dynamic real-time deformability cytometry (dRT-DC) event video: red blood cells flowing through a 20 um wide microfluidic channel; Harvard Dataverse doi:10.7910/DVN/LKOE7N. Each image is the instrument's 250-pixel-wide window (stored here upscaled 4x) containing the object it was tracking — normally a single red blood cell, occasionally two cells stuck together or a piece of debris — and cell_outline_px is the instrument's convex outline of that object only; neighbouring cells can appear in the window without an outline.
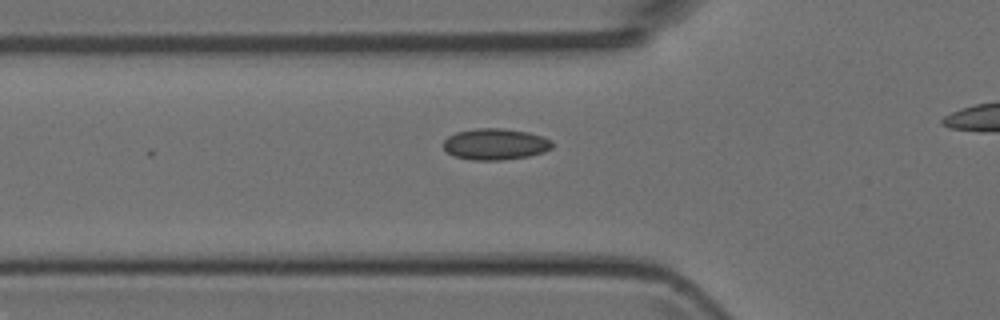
{"species": "Egyptian fruit bat (a non-hibernating species)", "species_latin": "Rousettus aegyptiacus", "temperature_condition": "room temperature", "stored_images_in_passage": 15, "camera_frame_rate_fps": 3000, "um_per_image_px": 0.085, "animal": {"sex": "female"}, "frame": {"image": 1, "passage_image": 3, "time_ms": 0.667, "image_size_px": [1000, 320], "cell_outline_px": [[552, 148], [544, 152], [528, 156], [500, 160], [472, 160], [452, 156], [444, 148], [444, 140], [448, 136], [456, 132], [476, 128], [504, 128], [528, 132], [544, 136], [552, 140]], "centroid_in_image_um": [42.11, 12.25], "position_along_channel_um": 83.7, "area_um2": 20.0}}
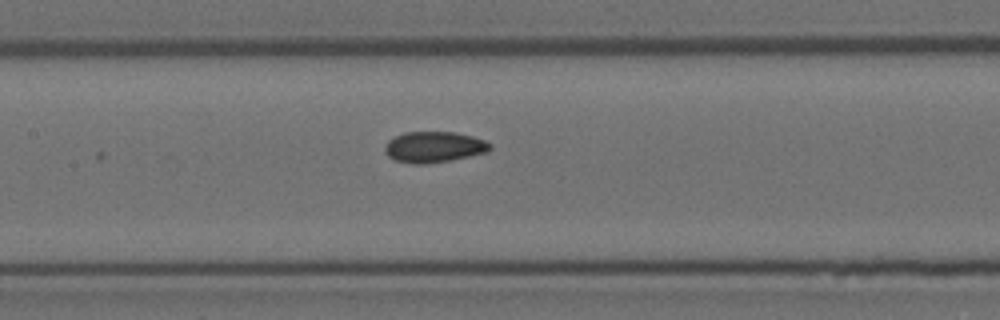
{"frame": {"image": 2, "passage_image": 9, "time_ms": 2.667, "image_size_px": [1000, 320], "cell_outline_px": [[492, 148], [488, 152], [452, 160], [424, 164], [412, 164], [396, 160], [388, 156], [384, 152], [384, 148], [388, 140], [404, 132], [452, 132], [472, 136], [484, 140], [492, 144]], "centroid_in_image_um": [36.89, 12.5], "position_along_channel_um": 170.5, "area_um2": 19.02}}
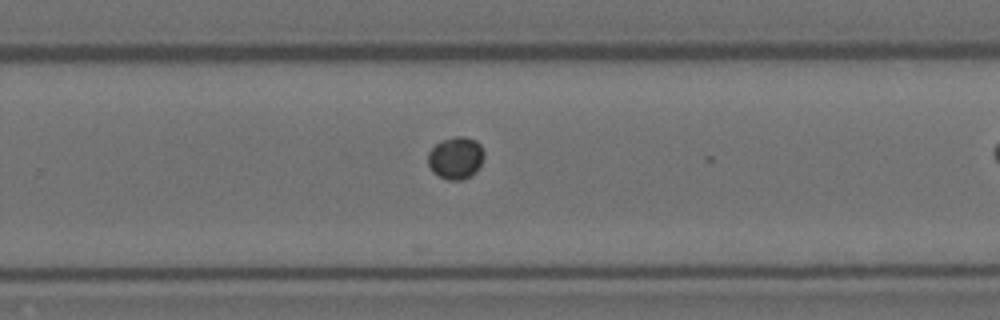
{"frame": {"image": 3, "passage_image": 14, "time_ms": 4.333, "image_size_px": [1000, 320], "cell_outline_px": [[484, 156], [476, 172], [460, 180], [448, 180], [432, 172], [428, 164], [428, 152], [440, 140], [456, 136], [464, 136], [476, 140], [480, 144], [484, 152]], "centroid_in_image_um": [38.73, 13.4], "position_along_channel_um": 291.1, "area_um2": 13.81}}